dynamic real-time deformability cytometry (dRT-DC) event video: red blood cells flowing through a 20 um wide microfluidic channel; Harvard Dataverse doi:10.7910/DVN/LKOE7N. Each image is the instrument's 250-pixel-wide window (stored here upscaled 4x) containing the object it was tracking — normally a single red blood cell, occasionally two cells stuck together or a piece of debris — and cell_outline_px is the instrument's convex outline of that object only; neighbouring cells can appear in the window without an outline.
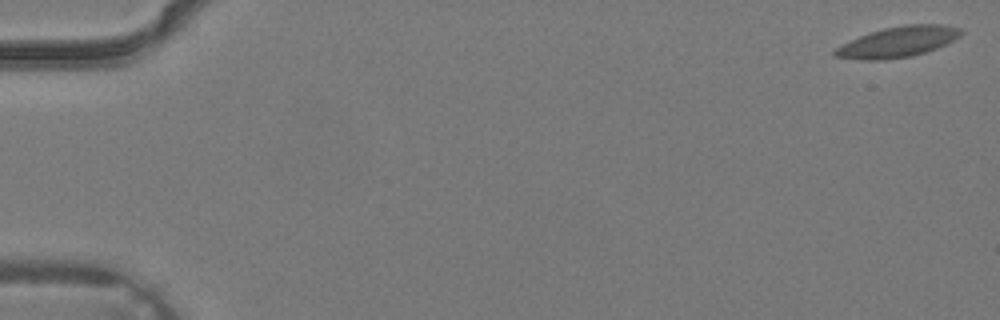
{"species": "common noctule bat (a hibernating species)", "species_latin": "Nyctalus noctula", "temperature_condition": "warm", "stored_images_in_passage": 4, "camera_frame_rate_fps": 3000, "um_per_image_px": 0.085, "animal": {"sex": "male", "body_mass_g": 19.2, "forearm_length_mm": 51.8}, "frame": {"image": 1, "passage_image": 1, "time_ms": 0.0, "image_size_px": [1000, 320], "cell_outline_px": [[964, 32], [960, 36], [936, 48], [912, 56], [884, 60], [864, 60], [832, 56], [832, 52], [836, 48], [860, 36], [884, 28], [904, 24], [940, 24], [960, 28]], "centroid_in_image_um": [76.32, 3.56], "position_along_channel_um": 8.7, "area_um2": 22.2}}